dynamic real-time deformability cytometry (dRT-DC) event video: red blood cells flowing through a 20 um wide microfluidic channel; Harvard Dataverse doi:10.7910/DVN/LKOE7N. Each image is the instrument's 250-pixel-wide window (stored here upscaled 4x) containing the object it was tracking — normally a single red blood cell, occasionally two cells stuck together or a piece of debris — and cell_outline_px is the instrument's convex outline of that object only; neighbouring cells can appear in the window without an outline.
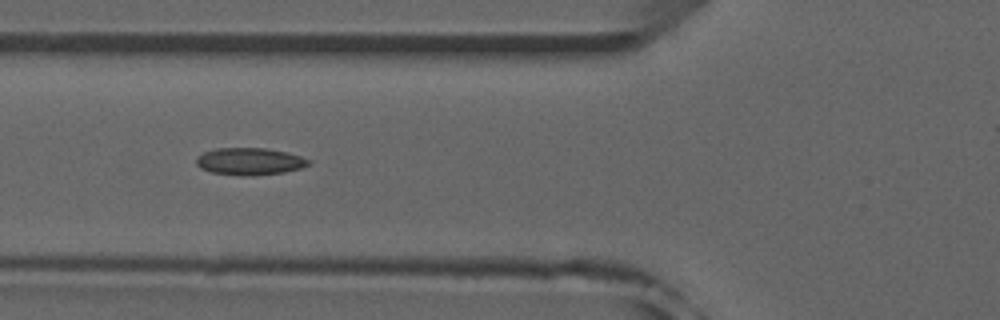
{"species": "common noctule bat (a hibernating species)", "species_latin": "Nyctalus noctula", "temperature_condition": "room temperature", "stored_images_in_passage": 22, "camera_frame_rate_fps": 3000, "um_per_image_px": 0.085, "animal": {"sex": "male", "forearm_length_mm": 52.5}, "frame": {"image": 1, "passage_image": 19, "time_ms": 6.0, "image_size_px": [1000, 320], "cell_outline_px": [[312, 160], [304, 168], [284, 172], [252, 176], [240, 176], [212, 172], [200, 168], [196, 164], [196, 156], [204, 152], [216, 148], [264, 148], [284, 152], [300, 156]], "centroid_in_image_um": [21.21, 13.73], "position_along_channel_um": 104.6, "area_um2": 17.86}}
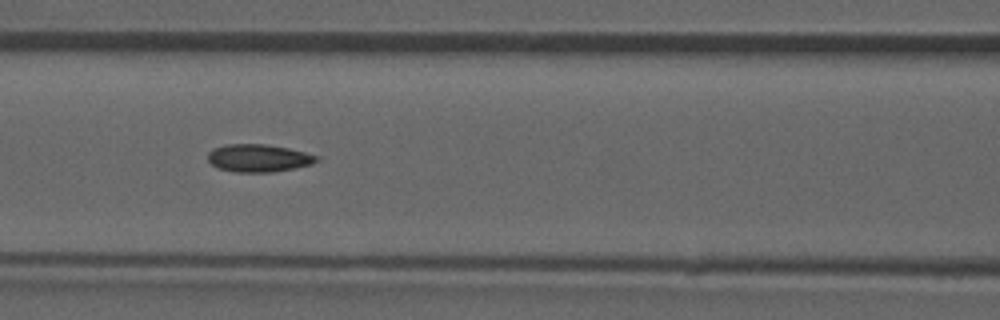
{"frame": {"image": 2, "passage_image": 22, "time_ms": 7.0, "image_size_px": [1000, 320], "cell_outline_px": [[324, 156], [320, 160], [312, 164], [296, 168], [272, 172], [236, 172], [216, 168], [208, 160], [208, 152], [212, 148], [224, 144], [264, 144], [288, 148]], "centroid_in_image_um": [22.02, 13.43], "position_along_channel_um": 144.6, "area_um2": 17.92}}